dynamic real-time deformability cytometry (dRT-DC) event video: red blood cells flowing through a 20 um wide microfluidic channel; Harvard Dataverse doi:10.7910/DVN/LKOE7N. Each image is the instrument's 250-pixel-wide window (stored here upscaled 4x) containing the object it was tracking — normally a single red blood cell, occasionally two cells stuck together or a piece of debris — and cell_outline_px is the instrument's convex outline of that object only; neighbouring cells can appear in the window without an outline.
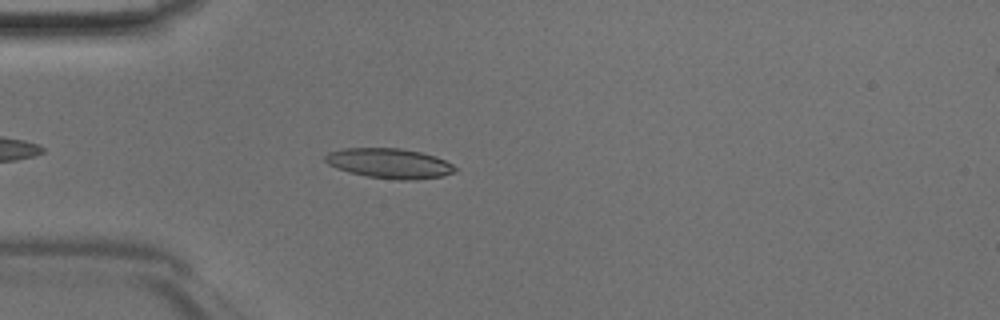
{"species": "Egyptian fruit bat (a non-hibernating species)", "species_latin": "Rousettus aegyptiacus", "temperature_condition": "room temperature", "stored_images_in_passage": 38, "camera_frame_rate_fps": 3000, "um_per_image_px": 0.085, "animal": {"sex": "male"}, "frame": {"image": 1, "passage_image": 5, "time_ms": 1.333, "image_size_px": [1000, 320], "cell_outline_px": [[456, 172], [440, 176], [416, 180], [396, 180], [368, 176], [348, 172], [336, 168], [328, 164], [324, 160], [324, 156], [328, 152], [344, 148], [400, 148], [420, 152], [436, 156], [452, 164], [456, 168]], "centroid_in_image_um": [33.08, 13.88], "position_along_channel_um": 51.9, "area_um2": 22.72}}
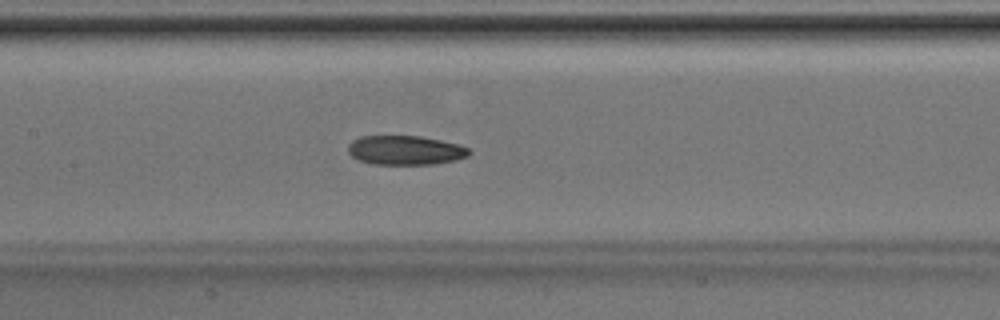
{"frame": {"image": 2, "passage_image": 14, "time_ms": 4.333, "image_size_px": [1000, 320], "cell_outline_px": [[472, 152], [468, 156], [456, 160], [432, 164], [372, 164], [356, 160], [348, 152], [348, 144], [352, 140], [360, 136], [420, 136], [440, 140], [456, 144], [468, 148]], "centroid_in_image_um": [34.41, 12.77], "position_along_channel_um": 173.0, "area_um2": 20.69}}
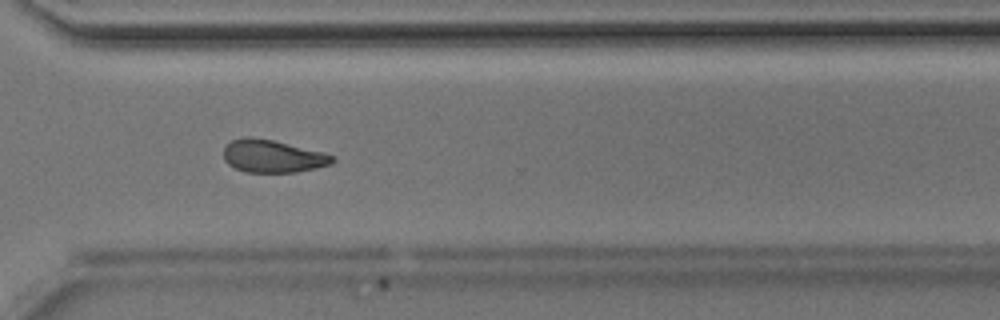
{"frame": {"image": 3, "passage_image": 26, "time_ms": 8.333, "image_size_px": [1000, 320], "cell_outline_px": [[336, 160], [332, 164], [316, 168], [296, 172], [244, 172], [228, 164], [224, 160], [224, 148], [232, 140], [248, 136], [252, 136], [272, 140], [324, 152], [336, 156]], "centroid_in_image_um": [23.21, 13.28], "position_along_channel_um": 347.4, "area_um2": 20.81}}